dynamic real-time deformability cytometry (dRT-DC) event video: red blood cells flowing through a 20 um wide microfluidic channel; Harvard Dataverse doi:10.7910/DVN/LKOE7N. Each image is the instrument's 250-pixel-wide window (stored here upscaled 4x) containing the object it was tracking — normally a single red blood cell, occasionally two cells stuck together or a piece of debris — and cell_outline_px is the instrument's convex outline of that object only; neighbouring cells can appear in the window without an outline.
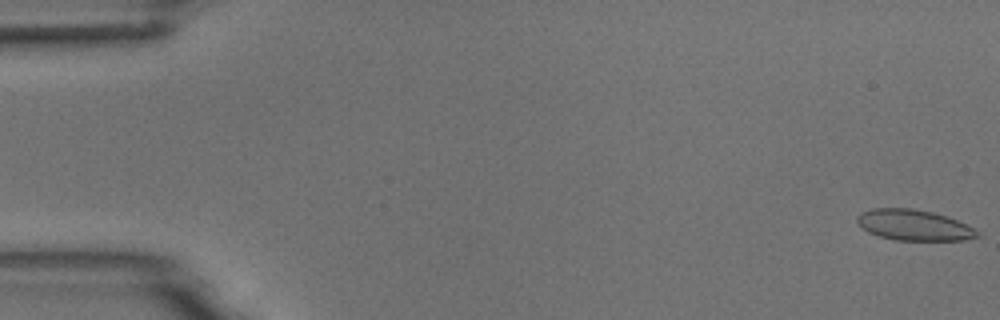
{"species": "common noctule bat (a hibernating species)", "species_latin": "Nyctalus noctula", "temperature_condition": "room temperature", "stored_images_in_passage": 56, "camera_frame_rate_fps": 3000, "um_per_image_px": 0.085, "animal": {"sex": "male", "body_mass_g": 18.8}, "frame": {"image": 1, "passage_image": 1, "time_ms": 0.0, "image_size_px": [1000, 320], "cell_outline_px": [[980, 236], [964, 240], [896, 240], [880, 236], [868, 232], [856, 220], [856, 216], [860, 212], [872, 208], [912, 208], [932, 212], [956, 220], [980, 232]], "centroid_in_image_um": [77.65, 19.13], "position_along_channel_um": 7.3, "area_um2": 21.33}}
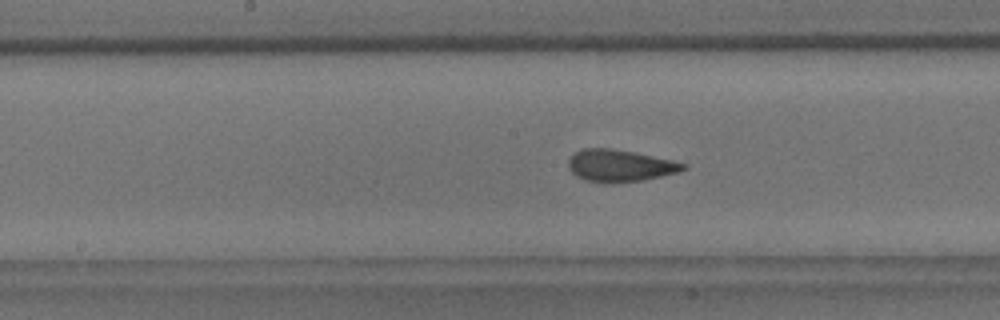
{"frame": {"image": 2, "passage_image": 28, "time_ms": 9.0, "image_size_px": [1000, 320], "cell_outline_px": [[688, 168], [680, 172], [644, 180], [612, 184], [604, 184], [584, 180], [576, 176], [568, 168], [568, 160], [576, 152], [584, 148], [608, 148], [632, 152], [672, 160], [688, 164]], "centroid_in_image_um": [52.7, 14.11], "position_along_channel_um": 195.5, "area_um2": 21.68}}
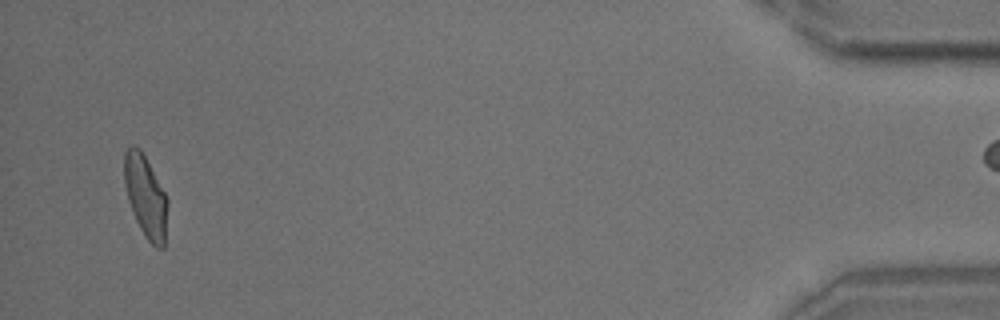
{"frame": {"image": 3, "passage_image": 53, "time_ms": 17.333, "image_size_px": [1000, 320], "cell_outline_px": [[168, 204], [164, 248], [156, 248], [144, 236], [136, 220], [128, 200], [124, 184], [124, 152], [132, 144], [136, 144], [140, 148], [164, 192], [168, 200]], "centroid_in_image_um": [12.37, 16.69], "position_along_channel_um": 422.8, "area_um2": 20.63}, "authors_computed_cell_mechanics": {"area_um2": 21.2415, "velocity_mm_per_s": 3.7061, "shape_relaxation_time_tau1_ms": 8.0986, "shape_relaxation_time_tau2_ms": 1.4085, "deformation_change_tau1": 0.191, "deformation_change_tau2": 0.0609}}